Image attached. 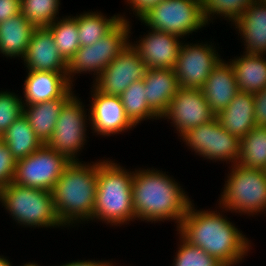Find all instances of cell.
<instances>
[{"mask_svg": "<svg viewBox=\"0 0 266 266\" xmlns=\"http://www.w3.org/2000/svg\"><path fill=\"white\" fill-rule=\"evenodd\" d=\"M232 25L243 39L244 52L266 55V3L254 0Z\"/></svg>", "mask_w": 266, "mask_h": 266, "instance_id": "ffe728a7", "label": "cell"}, {"mask_svg": "<svg viewBox=\"0 0 266 266\" xmlns=\"http://www.w3.org/2000/svg\"><path fill=\"white\" fill-rule=\"evenodd\" d=\"M60 0H20V13L35 27H47L59 15Z\"/></svg>", "mask_w": 266, "mask_h": 266, "instance_id": "4dcf8cb0", "label": "cell"}, {"mask_svg": "<svg viewBox=\"0 0 266 266\" xmlns=\"http://www.w3.org/2000/svg\"><path fill=\"white\" fill-rule=\"evenodd\" d=\"M0 139L8 146L16 161L29 156L43 145L24 115L16 119Z\"/></svg>", "mask_w": 266, "mask_h": 266, "instance_id": "484cf974", "label": "cell"}, {"mask_svg": "<svg viewBox=\"0 0 266 266\" xmlns=\"http://www.w3.org/2000/svg\"><path fill=\"white\" fill-rule=\"evenodd\" d=\"M57 266V265H55ZM60 266H116V264H113V262L111 261H95L93 260H77V261H71L69 263H65V264H60Z\"/></svg>", "mask_w": 266, "mask_h": 266, "instance_id": "f35d334b", "label": "cell"}, {"mask_svg": "<svg viewBox=\"0 0 266 266\" xmlns=\"http://www.w3.org/2000/svg\"><path fill=\"white\" fill-rule=\"evenodd\" d=\"M194 206L192 200L176 230L178 234L225 266L242 262L251 250V241L219 211L197 210Z\"/></svg>", "mask_w": 266, "mask_h": 266, "instance_id": "6da1fadb", "label": "cell"}, {"mask_svg": "<svg viewBox=\"0 0 266 266\" xmlns=\"http://www.w3.org/2000/svg\"><path fill=\"white\" fill-rule=\"evenodd\" d=\"M71 160L46 144L16 162L13 183L29 188L52 191Z\"/></svg>", "mask_w": 266, "mask_h": 266, "instance_id": "30bf717a", "label": "cell"}, {"mask_svg": "<svg viewBox=\"0 0 266 266\" xmlns=\"http://www.w3.org/2000/svg\"><path fill=\"white\" fill-rule=\"evenodd\" d=\"M11 263L12 262H10L7 257H4L3 255L0 256V266H12Z\"/></svg>", "mask_w": 266, "mask_h": 266, "instance_id": "ab89813d", "label": "cell"}, {"mask_svg": "<svg viewBox=\"0 0 266 266\" xmlns=\"http://www.w3.org/2000/svg\"><path fill=\"white\" fill-rule=\"evenodd\" d=\"M266 55L246 53L230 59L238 91L257 93L266 88Z\"/></svg>", "mask_w": 266, "mask_h": 266, "instance_id": "cb8c5ba5", "label": "cell"}, {"mask_svg": "<svg viewBox=\"0 0 266 266\" xmlns=\"http://www.w3.org/2000/svg\"><path fill=\"white\" fill-rule=\"evenodd\" d=\"M147 66L130 43L92 84L106 95L120 96L133 82L144 79Z\"/></svg>", "mask_w": 266, "mask_h": 266, "instance_id": "4fadbf2b", "label": "cell"}, {"mask_svg": "<svg viewBox=\"0 0 266 266\" xmlns=\"http://www.w3.org/2000/svg\"><path fill=\"white\" fill-rule=\"evenodd\" d=\"M15 92L0 91V137L24 114L23 97Z\"/></svg>", "mask_w": 266, "mask_h": 266, "instance_id": "836d02e7", "label": "cell"}, {"mask_svg": "<svg viewBox=\"0 0 266 266\" xmlns=\"http://www.w3.org/2000/svg\"><path fill=\"white\" fill-rule=\"evenodd\" d=\"M20 13V0H0V23Z\"/></svg>", "mask_w": 266, "mask_h": 266, "instance_id": "74e56055", "label": "cell"}, {"mask_svg": "<svg viewBox=\"0 0 266 266\" xmlns=\"http://www.w3.org/2000/svg\"><path fill=\"white\" fill-rule=\"evenodd\" d=\"M178 236L180 243L172 263L173 266H225L200 247L188 243L180 234Z\"/></svg>", "mask_w": 266, "mask_h": 266, "instance_id": "d6a6232c", "label": "cell"}, {"mask_svg": "<svg viewBox=\"0 0 266 266\" xmlns=\"http://www.w3.org/2000/svg\"><path fill=\"white\" fill-rule=\"evenodd\" d=\"M92 87V100L89 104V125L92 133L110 137L112 134H121L135 128L125 114L120 96L106 95Z\"/></svg>", "mask_w": 266, "mask_h": 266, "instance_id": "9a60e30c", "label": "cell"}, {"mask_svg": "<svg viewBox=\"0 0 266 266\" xmlns=\"http://www.w3.org/2000/svg\"><path fill=\"white\" fill-rule=\"evenodd\" d=\"M111 17V18H110ZM109 18L101 12H83L77 15L80 46H91L109 33L120 21L121 14Z\"/></svg>", "mask_w": 266, "mask_h": 266, "instance_id": "4316f807", "label": "cell"}, {"mask_svg": "<svg viewBox=\"0 0 266 266\" xmlns=\"http://www.w3.org/2000/svg\"><path fill=\"white\" fill-rule=\"evenodd\" d=\"M189 43L184 41L180 46L173 70L179 86L201 89L221 56L212 42Z\"/></svg>", "mask_w": 266, "mask_h": 266, "instance_id": "7c38bea8", "label": "cell"}, {"mask_svg": "<svg viewBox=\"0 0 266 266\" xmlns=\"http://www.w3.org/2000/svg\"><path fill=\"white\" fill-rule=\"evenodd\" d=\"M201 90L215 115L224 110L238 92L235 71L230 61L222 58Z\"/></svg>", "mask_w": 266, "mask_h": 266, "instance_id": "d6986e66", "label": "cell"}, {"mask_svg": "<svg viewBox=\"0 0 266 266\" xmlns=\"http://www.w3.org/2000/svg\"><path fill=\"white\" fill-rule=\"evenodd\" d=\"M16 162L8 146L0 139V188L13 182Z\"/></svg>", "mask_w": 266, "mask_h": 266, "instance_id": "e575fe53", "label": "cell"}, {"mask_svg": "<svg viewBox=\"0 0 266 266\" xmlns=\"http://www.w3.org/2000/svg\"><path fill=\"white\" fill-rule=\"evenodd\" d=\"M133 175L134 171L112 160L98 161L96 200L90 221L96 219L112 226H122L136 220L132 197Z\"/></svg>", "mask_w": 266, "mask_h": 266, "instance_id": "277c9868", "label": "cell"}, {"mask_svg": "<svg viewBox=\"0 0 266 266\" xmlns=\"http://www.w3.org/2000/svg\"><path fill=\"white\" fill-rule=\"evenodd\" d=\"M123 16L121 15V21L109 33L91 46L80 47L69 60L67 78L72 86L75 85L73 78L76 74L91 73L96 79L128 45L132 25L129 19Z\"/></svg>", "mask_w": 266, "mask_h": 266, "instance_id": "52a82bcc", "label": "cell"}, {"mask_svg": "<svg viewBox=\"0 0 266 266\" xmlns=\"http://www.w3.org/2000/svg\"><path fill=\"white\" fill-rule=\"evenodd\" d=\"M231 168L218 199V207L223 212L250 217L266 213V170L247 168L239 163Z\"/></svg>", "mask_w": 266, "mask_h": 266, "instance_id": "8992f818", "label": "cell"}, {"mask_svg": "<svg viewBox=\"0 0 266 266\" xmlns=\"http://www.w3.org/2000/svg\"><path fill=\"white\" fill-rule=\"evenodd\" d=\"M23 96L24 105H30L56 98H71L75 93L67 73L26 70ZM25 101V102H24Z\"/></svg>", "mask_w": 266, "mask_h": 266, "instance_id": "ac0fdd59", "label": "cell"}, {"mask_svg": "<svg viewBox=\"0 0 266 266\" xmlns=\"http://www.w3.org/2000/svg\"><path fill=\"white\" fill-rule=\"evenodd\" d=\"M133 208L136 220L173 221L178 229L192 202L173 177L158 169H135L132 178Z\"/></svg>", "mask_w": 266, "mask_h": 266, "instance_id": "7a4b0ae2", "label": "cell"}, {"mask_svg": "<svg viewBox=\"0 0 266 266\" xmlns=\"http://www.w3.org/2000/svg\"><path fill=\"white\" fill-rule=\"evenodd\" d=\"M162 1L163 0H125V2L130 5L129 7L132 9L131 11H133V14L139 18L138 20Z\"/></svg>", "mask_w": 266, "mask_h": 266, "instance_id": "8d00e7d4", "label": "cell"}, {"mask_svg": "<svg viewBox=\"0 0 266 266\" xmlns=\"http://www.w3.org/2000/svg\"><path fill=\"white\" fill-rule=\"evenodd\" d=\"M256 126L266 127V88L254 94Z\"/></svg>", "mask_w": 266, "mask_h": 266, "instance_id": "d590c367", "label": "cell"}, {"mask_svg": "<svg viewBox=\"0 0 266 266\" xmlns=\"http://www.w3.org/2000/svg\"><path fill=\"white\" fill-rule=\"evenodd\" d=\"M91 163L71 161L54 185L52 195L55 210L65 228L70 225L74 227L79 222L88 223L92 219L98 161Z\"/></svg>", "mask_w": 266, "mask_h": 266, "instance_id": "3957f363", "label": "cell"}, {"mask_svg": "<svg viewBox=\"0 0 266 266\" xmlns=\"http://www.w3.org/2000/svg\"><path fill=\"white\" fill-rule=\"evenodd\" d=\"M140 22L149 29L174 34L181 39L206 27L201 0H163Z\"/></svg>", "mask_w": 266, "mask_h": 266, "instance_id": "ba28073f", "label": "cell"}, {"mask_svg": "<svg viewBox=\"0 0 266 266\" xmlns=\"http://www.w3.org/2000/svg\"><path fill=\"white\" fill-rule=\"evenodd\" d=\"M136 42H129L138 52L147 68L173 69L178 59L180 37L155 29H149L148 34L139 37Z\"/></svg>", "mask_w": 266, "mask_h": 266, "instance_id": "2e32d148", "label": "cell"}, {"mask_svg": "<svg viewBox=\"0 0 266 266\" xmlns=\"http://www.w3.org/2000/svg\"><path fill=\"white\" fill-rule=\"evenodd\" d=\"M149 107L161 118L179 86L173 69L149 68L143 79Z\"/></svg>", "mask_w": 266, "mask_h": 266, "instance_id": "44dd1931", "label": "cell"}, {"mask_svg": "<svg viewBox=\"0 0 266 266\" xmlns=\"http://www.w3.org/2000/svg\"><path fill=\"white\" fill-rule=\"evenodd\" d=\"M70 98H56L50 101L24 105V116L42 144L51 139L63 105Z\"/></svg>", "mask_w": 266, "mask_h": 266, "instance_id": "d4e9b609", "label": "cell"}, {"mask_svg": "<svg viewBox=\"0 0 266 266\" xmlns=\"http://www.w3.org/2000/svg\"><path fill=\"white\" fill-rule=\"evenodd\" d=\"M120 98L127 118L135 127L144 120L161 119L147 103L143 79L133 82Z\"/></svg>", "mask_w": 266, "mask_h": 266, "instance_id": "83f0119b", "label": "cell"}, {"mask_svg": "<svg viewBox=\"0 0 266 266\" xmlns=\"http://www.w3.org/2000/svg\"><path fill=\"white\" fill-rule=\"evenodd\" d=\"M215 117L201 89L180 86L161 119L171 121V127H175L180 137L187 130L210 122Z\"/></svg>", "mask_w": 266, "mask_h": 266, "instance_id": "5bb4252c", "label": "cell"}, {"mask_svg": "<svg viewBox=\"0 0 266 266\" xmlns=\"http://www.w3.org/2000/svg\"><path fill=\"white\" fill-rule=\"evenodd\" d=\"M84 107L81 99L74 94L63 105L52 137L46 144L50 149L67 156L71 161H79L78 153L82 152L87 141V125L90 124L88 122L90 119L89 109L85 110ZM87 110L88 114H86Z\"/></svg>", "mask_w": 266, "mask_h": 266, "instance_id": "8fae6325", "label": "cell"}, {"mask_svg": "<svg viewBox=\"0 0 266 266\" xmlns=\"http://www.w3.org/2000/svg\"><path fill=\"white\" fill-rule=\"evenodd\" d=\"M184 144L202 158L238 164L240 139L222 127L217 117L187 130L180 136Z\"/></svg>", "mask_w": 266, "mask_h": 266, "instance_id": "9c48e42d", "label": "cell"}, {"mask_svg": "<svg viewBox=\"0 0 266 266\" xmlns=\"http://www.w3.org/2000/svg\"><path fill=\"white\" fill-rule=\"evenodd\" d=\"M0 203L12 219L23 227L59 228L52 191L29 188L13 182L0 188Z\"/></svg>", "mask_w": 266, "mask_h": 266, "instance_id": "5b68a950", "label": "cell"}, {"mask_svg": "<svg viewBox=\"0 0 266 266\" xmlns=\"http://www.w3.org/2000/svg\"><path fill=\"white\" fill-rule=\"evenodd\" d=\"M20 266H41V265H38V263H36V262H28V263H25V264H23V265H20Z\"/></svg>", "mask_w": 266, "mask_h": 266, "instance_id": "60d3db41", "label": "cell"}, {"mask_svg": "<svg viewBox=\"0 0 266 266\" xmlns=\"http://www.w3.org/2000/svg\"><path fill=\"white\" fill-rule=\"evenodd\" d=\"M254 94L238 91L230 104L216 115L230 134L243 138L255 126Z\"/></svg>", "mask_w": 266, "mask_h": 266, "instance_id": "7402d4cb", "label": "cell"}, {"mask_svg": "<svg viewBox=\"0 0 266 266\" xmlns=\"http://www.w3.org/2000/svg\"><path fill=\"white\" fill-rule=\"evenodd\" d=\"M36 27L21 14L0 23V54L24 59L33 30Z\"/></svg>", "mask_w": 266, "mask_h": 266, "instance_id": "603a6c76", "label": "cell"}, {"mask_svg": "<svg viewBox=\"0 0 266 266\" xmlns=\"http://www.w3.org/2000/svg\"><path fill=\"white\" fill-rule=\"evenodd\" d=\"M58 19L47 26V28L53 35L59 54L68 63L81 47L77 28V14L76 16H62V18Z\"/></svg>", "mask_w": 266, "mask_h": 266, "instance_id": "f546056e", "label": "cell"}, {"mask_svg": "<svg viewBox=\"0 0 266 266\" xmlns=\"http://www.w3.org/2000/svg\"><path fill=\"white\" fill-rule=\"evenodd\" d=\"M23 61L30 71L67 73V62L59 54L47 27H36L33 30Z\"/></svg>", "mask_w": 266, "mask_h": 266, "instance_id": "e0dca14e", "label": "cell"}, {"mask_svg": "<svg viewBox=\"0 0 266 266\" xmlns=\"http://www.w3.org/2000/svg\"><path fill=\"white\" fill-rule=\"evenodd\" d=\"M254 0H201L204 19L207 24L216 16L224 17L233 24ZM215 15V16H214ZM213 17V18H212ZM212 19V20H211Z\"/></svg>", "mask_w": 266, "mask_h": 266, "instance_id": "1f68e13d", "label": "cell"}, {"mask_svg": "<svg viewBox=\"0 0 266 266\" xmlns=\"http://www.w3.org/2000/svg\"><path fill=\"white\" fill-rule=\"evenodd\" d=\"M238 163L247 168L266 170V127L255 126L240 139Z\"/></svg>", "mask_w": 266, "mask_h": 266, "instance_id": "f1b7e54d", "label": "cell"}]
</instances>
